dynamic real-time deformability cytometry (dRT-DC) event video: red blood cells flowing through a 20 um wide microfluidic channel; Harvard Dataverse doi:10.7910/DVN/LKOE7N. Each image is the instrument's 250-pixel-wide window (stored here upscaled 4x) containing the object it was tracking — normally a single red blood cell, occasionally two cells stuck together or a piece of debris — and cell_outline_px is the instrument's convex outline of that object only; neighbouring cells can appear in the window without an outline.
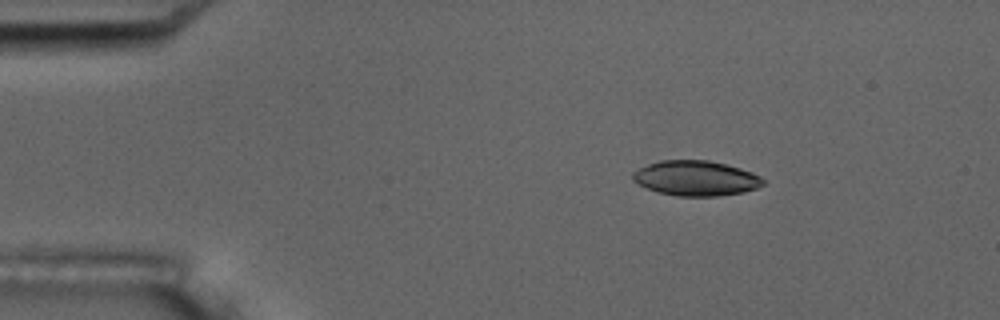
{"species": "common noctule bat (a hibernating species)", "species_latin": "Nyctalus noctula", "temperature_condition": "room temperature", "stored_images_in_passage": 5, "camera_frame_rate_fps": 3000, "um_per_image_px": 0.085, "animal": {"sex": "male", "body_mass_g": 17.5, "forearm_length_mm": 52.3}, "frame": {"image": 1, "passage_image": 3, "time_ms": 2.333, "image_size_px": [1000, 320], "cell_outline_px": [[764, 184], [756, 188], [744, 192], [720, 196], [676, 196], [660, 192], [648, 188], [632, 180], [632, 172], [648, 164], [660, 160], [708, 160], [728, 164], [752, 172], [760, 176], [764, 180]], "centroid_in_image_um": [59.17, 15.14], "position_along_channel_um": 25.8, "area_um2": 26.65}}